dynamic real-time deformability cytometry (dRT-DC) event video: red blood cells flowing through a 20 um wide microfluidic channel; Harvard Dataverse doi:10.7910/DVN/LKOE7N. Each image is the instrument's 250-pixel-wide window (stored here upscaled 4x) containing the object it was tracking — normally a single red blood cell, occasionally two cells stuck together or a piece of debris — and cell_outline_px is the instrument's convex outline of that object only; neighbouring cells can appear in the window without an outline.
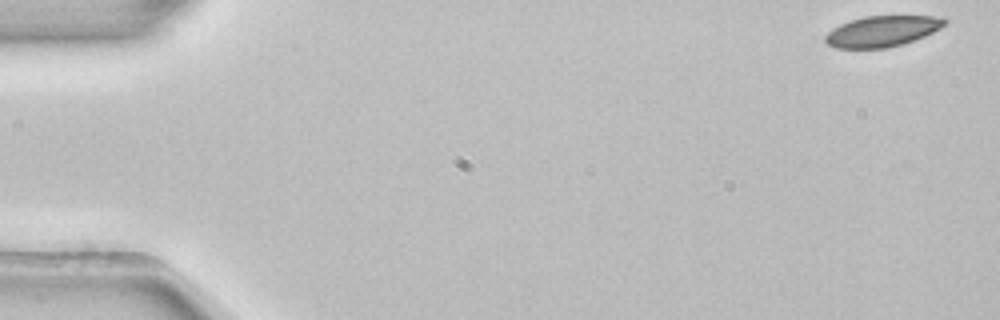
{"species": "common noctule bat (a hibernating species)", "species_latin": "Nyctalus noctula", "temperature_condition": "room temperature", "stored_images_in_passage": 52, "camera_frame_rate_fps": 3000, "um_per_image_px": 0.085, "animal": {"sex": "female", "body_mass_g": 22.7, "forearm_length_mm": 54.2}, "frame": {"image": 1, "passage_image": 1, "time_ms": 0.0, "image_size_px": [1000, 320], "cell_outline_px": [[948, 20], [940, 28], [924, 36], [904, 44], [888, 48], [836, 48], [828, 44], [824, 40], [824, 36], [832, 28], [840, 24], [864, 16], [944, 16]], "centroid_in_image_um": [74.99, 2.65], "position_along_channel_um": 10.0, "area_um2": 21.5}}
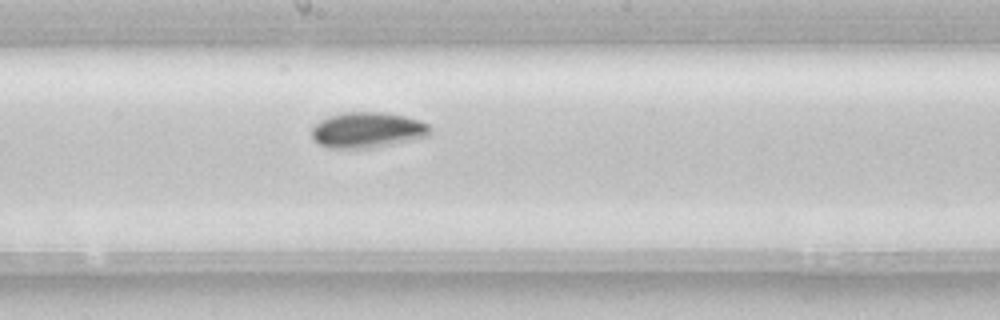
{"frame": {"image": 2, "passage_image": 28, "time_ms": 9.0, "image_size_px": [1000, 320], "cell_outline_px": [[432, 132], [428, 136], [412, 140], [392, 144], [368, 148], [328, 148], [312, 140], [312, 128], [320, 120], [328, 116], [344, 112], [384, 112], [404, 116], [420, 120], [428, 124], [432, 128]], "centroid_in_image_um": [31.24, 11.05], "position_along_channel_um": 217.0, "area_um2": 24.74}}
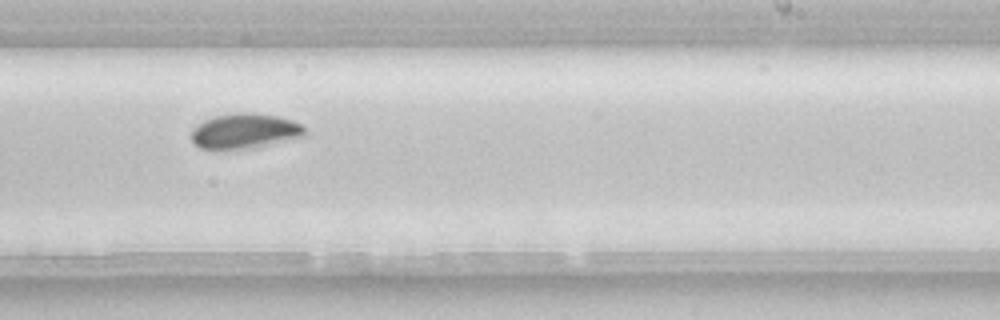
{"frame": {"image": 3, "passage_image": 32, "time_ms": 10.333, "image_size_px": [1000, 320], "cell_outline_px": [[308, 132], [304, 136], [256, 148], [228, 152], [200, 148], [192, 140], [192, 128], [196, 124], [204, 120], [216, 116], [236, 112], [252, 112], [276, 116], [292, 120], [300, 124]], "centroid_in_image_um": [20.78, 11.18], "position_along_channel_um": 268.2, "area_um2": 23.93}, "authors_computed_cell_mechanics": {"area_um2": 23.409, "velocity_mm_per_s": 3.8715, "shape_relaxation_time_tau1_ms": 3.7613, "shape_relaxation_time_tau2_ms": null, "deformation_change_tau1": 0.0991, "deformation_change_tau2": null}}